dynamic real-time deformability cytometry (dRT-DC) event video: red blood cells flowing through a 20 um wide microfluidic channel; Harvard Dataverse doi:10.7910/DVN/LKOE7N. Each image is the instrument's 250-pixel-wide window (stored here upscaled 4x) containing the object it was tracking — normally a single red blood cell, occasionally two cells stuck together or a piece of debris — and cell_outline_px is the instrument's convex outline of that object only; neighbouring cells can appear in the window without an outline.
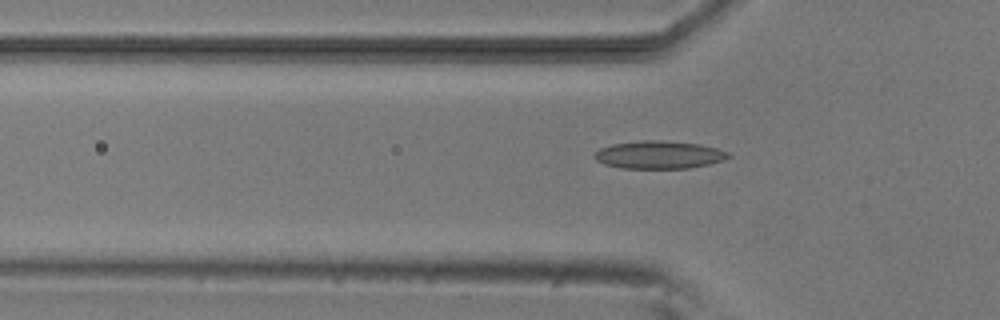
{"species": "common noctule bat (a hibernating species)", "species_latin": "Nyctalus noctula", "temperature_condition": "room temperature", "stored_images_in_passage": 36, "camera_frame_rate_fps": 3000, "um_per_image_px": 0.085, "animal": {"sex": "male", "body_mass_g": 20.5, "forearm_length_mm": 52.5}, "frame": {"image": 1, "passage_image": 4, "time_ms": 1.0, "image_size_px": [1000, 320], "cell_outline_px": [[732, 156], [724, 160], [708, 164], [688, 168], [620, 168], [604, 164], [596, 160], [592, 156], [600, 148], [612, 144], [640, 140], [660, 140], [700, 144], [716, 148], [728, 152]], "centroid_in_image_um": [56.0, 13.15], "position_along_channel_um": 69.8, "area_um2": 21.73}}
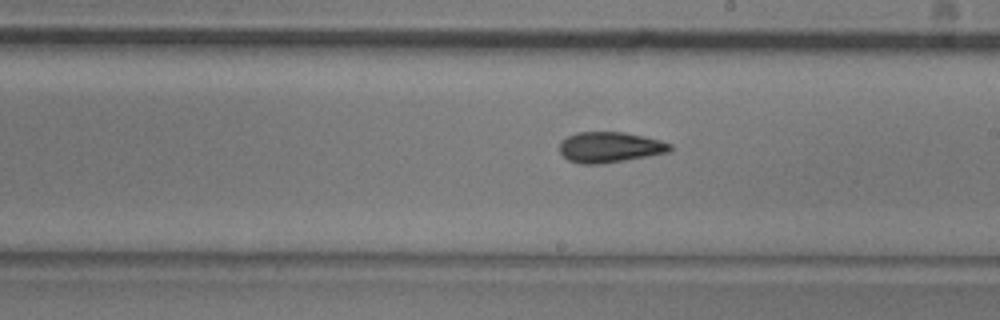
{"frame": {"image": 2, "passage_image": 17, "time_ms": 5.333, "image_size_px": [1000, 320], "cell_outline_px": [[672, 148], [668, 152], [648, 156], [600, 164], [580, 164], [568, 160], [560, 152], [560, 144], [568, 136], [576, 132], [624, 132], [644, 136], [660, 140], [672, 144]], "centroid_in_image_um": [51.84, 12.51], "position_along_channel_um": 237.2, "area_um2": 19.59}}
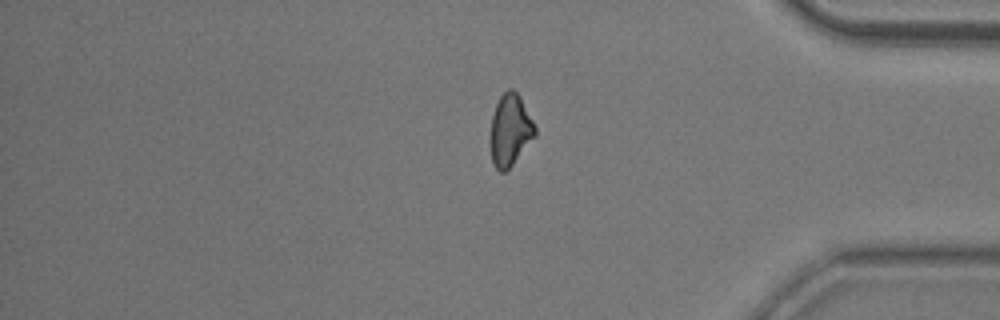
{"frame": {"image": 3, "passage_image": 31, "time_ms": 10.0, "image_size_px": [1000, 320], "cell_outline_px": [[536, 136], [512, 164], [504, 172], [500, 172], [492, 164], [492, 116], [496, 104], [500, 96], [508, 88], [512, 88], [520, 96], [536, 128]], "centroid_in_image_um": [43.38, 11.04], "position_along_channel_um": 391.8, "area_um2": 18.21}, "authors_computed_cell_mechanics": {"area_um2": 19.3052, "velocity_mm_per_s": 3.8303, "shape_relaxation_time_tau1_ms": 9.8084, "shape_relaxation_time_tau2_ms": 4.3908, "deformation_change_tau1": 0.1932, "deformation_change_tau2": 0.1204}}